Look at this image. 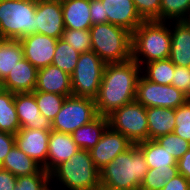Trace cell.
Here are the masks:
<instances>
[{"instance_id": "cell-1", "label": "cell", "mask_w": 190, "mask_h": 190, "mask_svg": "<svg viewBox=\"0 0 190 190\" xmlns=\"http://www.w3.org/2000/svg\"><path fill=\"white\" fill-rule=\"evenodd\" d=\"M140 66L133 60L106 64L98 95L94 99L98 115L108 116L114 110L135 100Z\"/></svg>"}, {"instance_id": "cell-2", "label": "cell", "mask_w": 190, "mask_h": 190, "mask_svg": "<svg viewBox=\"0 0 190 190\" xmlns=\"http://www.w3.org/2000/svg\"><path fill=\"white\" fill-rule=\"evenodd\" d=\"M148 169L142 150L133 144L100 170V184L118 190H139Z\"/></svg>"}, {"instance_id": "cell-3", "label": "cell", "mask_w": 190, "mask_h": 190, "mask_svg": "<svg viewBox=\"0 0 190 190\" xmlns=\"http://www.w3.org/2000/svg\"><path fill=\"white\" fill-rule=\"evenodd\" d=\"M163 23L144 21L132 33V59L139 66L143 67L142 64L143 62L145 64V61L148 63L169 58L171 30ZM142 55L143 58H140Z\"/></svg>"}, {"instance_id": "cell-4", "label": "cell", "mask_w": 190, "mask_h": 190, "mask_svg": "<svg viewBox=\"0 0 190 190\" xmlns=\"http://www.w3.org/2000/svg\"><path fill=\"white\" fill-rule=\"evenodd\" d=\"M91 49L105 64L123 63L132 59V33L110 24H94L89 30Z\"/></svg>"}, {"instance_id": "cell-5", "label": "cell", "mask_w": 190, "mask_h": 190, "mask_svg": "<svg viewBox=\"0 0 190 190\" xmlns=\"http://www.w3.org/2000/svg\"><path fill=\"white\" fill-rule=\"evenodd\" d=\"M69 190H95L100 185V171L91 158L90 151L79 149L69 160L59 164L51 173Z\"/></svg>"}, {"instance_id": "cell-6", "label": "cell", "mask_w": 190, "mask_h": 190, "mask_svg": "<svg viewBox=\"0 0 190 190\" xmlns=\"http://www.w3.org/2000/svg\"><path fill=\"white\" fill-rule=\"evenodd\" d=\"M36 0H0V38L18 39L36 33Z\"/></svg>"}, {"instance_id": "cell-7", "label": "cell", "mask_w": 190, "mask_h": 190, "mask_svg": "<svg viewBox=\"0 0 190 190\" xmlns=\"http://www.w3.org/2000/svg\"><path fill=\"white\" fill-rule=\"evenodd\" d=\"M106 64L93 51L81 53L71 74L72 94L95 99L98 95Z\"/></svg>"}, {"instance_id": "cell-8", "label": "cell", "mask_w": 190, "mask_h": 190, "mask_svg": "<svg viewBox=\"0 0 190 190\" xmlns=\"http://www.w3.org/2000/svg\"><path fill=\"white\" fill-rule=\"evenodd\" d=\"M109 126L133 144L148 140L146 107L136 100L123 105L107 116Z\"/></svg>"}, {"instance_id": "cell-9", "label": "cell", "mask_w": 190, "mask_h": 190, "mask_svg": "<svg viewBox=\"0 0 190 190\" xmlns=\"http://www.w3.org/2000/svg\"><path fill=\"white\" fill-rule=\"evenodd\" d=\"M98 116L94 99L66 97L62 108L51 123V129L72 134L77 128L90 123Z\"/></svg>"}, {"instance_id": "cell-10", "label": "cell", "mask_w": 190, "mask_h": 190, "mask_svg": "<svg viewBox=\"0 0 190 190\" xmlns=\"http://www.w3.org/2000/svg\"><path fill=\"white\" fill-rule=\"evenodd\" d=\"M135 100L148 107H163L176 109L187 100L185 93L175 86L161 85L140 76L137 82Z\"/></svg>"}, {"instance_id": "cell-11", "label": "cell", "mask_w": 190, "mask_h": 190, "mask_svg": "<svg viewBox=\"0 0 190 190\" xmlns=\"http://www.w3.org/2000/svg\"><path fill=\"white\" fill-rule=\"evenodd\" d=\"M36 33L60 39L65 30L61 0H38L35 12Z\"/></svg>"}, {"instance_id": "cell-12", "label": "cell", "mask_w": 190, "mask_h": 190, "mask_svg": "<svg viewBox=\"0 0 190 190\" xmlns=\"http://www.w3.org/2000/svg\"><path fill=\"white\" fill-rule=\"evenodd\" d=\"M132 145L133 143L126 136L108 126L99 142L89 151L96 168L100 171Z\"/></svg>"}, {"instance_id": "cell-13", "label": "cell", "mask_w": 190, "mask_h": 190, "mask_svg": "<svg viewBox=\"0 0 190 190\" xmlns=\"http://www.w3.org/2000/svg\"><path fill=\"white\" fill-rule=\"evenodd\" d=\"M50 132L51 130L20 128L15 134V145L43 168L47 162Z\"/></svg>"}, {"instance_id": "cell-14", "label": "cell", "mask_w": 190, "mask_h": 190, "mask_svg": "<svg viewBox=\"0 0 190 190\" xmlns=\"http://www.w3.org/2000/svg\"><path fill=\"white\" fill-rule=\"evenodd\" d=\"M55 38L35 33L20 39L23 55L36 69L52 64L55 48Z\"/></svg>"}, {"instance_id": "cell-15", "label": "cell", "mask_w": 190, "mask_h": 190, "mask_svg": "<svg viewBox=\"0 0 190 190\" xmlns=\"http://www.w3.org/2000/svg\"><path fill=\"white\" fill-rule=\"evenodd\" d=\"M107 22L133 33L144 22L133 0H101Z\"/></svg>"}, {"instance_id": "cell-16", "label": "cell", "mask_w": 190, "mask_h": 190, "mask_svg": "<svg viewBox=\"0 0 190 190\" xmlns=\"http://www.w3.org/2000/svg\"><path fill=\"white\" fill-rule=\"evenodd\" d=\"M14 104L20 128L51 130V121L40 113L33 92L15 93Z\"/></svg>"}, {"instance_id": "cell-17", "label": "cell", "mask_w": 190, "mask_h": 190, "mask_svg": "<svg viewBox=\"0 0 190 190\" xmlns=\"http://www.w3.org/2000/svg\"><path fill=\"white\" fill-rule=\"evenodd\" d=\"M79 149L71 134L57 132L51 129L47 162L43 169L51 173L59 164L69 160Z\"/></svg>"}, {"instance_id": "cell-18", "label": "cell", "mask_w": 190, "mask_h": 190, "mask_svg": "<svg viewBox=\"0 0 190 190\" xmlns=\"http://www.w3.org/2000/svg\"><path fill=\"white\" fill-rule=\"evenodd\" d=\"M37 71L26 58H22L2 81V87L13 93L33 92L37 84Z\"/></svg>"}, {"instance_id": "cell-19", "label": "cell", "mask_w": 190, "mask_h": 190, "mask_svg": "<svg viewBox=\"0 0 190 190\" xmlns=\"http://www.w3.org/2000/svg\"><path fill=\"white\" fill-rule=\"evenodd\" d=\"M34 91L71 96L73 95L71 76L52 64L38 69L37 84Z\"/></svg>"}, {"instance_id": "cell-20", "label": "cell", "mask_w": 190, "mask_h": 190, "mask_svg": "<svg viewBox=\"0 0 190 190\" xmlns=\"http://www.w3.org/2000/svg\"><path fill=\"white\" fill-rule=\"evenodd\" d=\"M172 31L169 59L177 66L190 68V20L176 21Z\"/></svg>"}, {"instance_id": "cell-21", "label": "cell", "mask_w": 190, "mask_h": 190, "mask_svg": "<svg viewBox=\"0 0 190 190\" xmlns=\"http://www.w3.org/2000/svg\"><path fill=\"white\" fill-rule=\"evenodd\" d=\"M65 28L90 30V0H61Z\"/></svg>"}, {"instance_id": "cell-22", "label": "cell", "mask_w": 190, "mask_h": 190, "mask_svg": "<svg viewBox=\"0 0 190 190\" xmlns=\"http://www.w3.org/2000/svg\"><path fill=\"white\" fill-rule=\"evenodd\" d=\"M148 121V139L155 140L159 136L175 130V109L163 107L146 108Z\"/></svg>"}, {"instance_id": "cell-23", "label": "cell", "mask_w": 190, "mask_h": 190, "mask_svg": "<svg viewBox=\"0 0 190 190\" xmlns=\"http://www.w3.org/2000/svg\"><path fill=\"white\" fill-rule=\"evenodd\" d=\"M108 126V117L98 115L90 123L74 130L71 135L80 149L89 151L99 142Z\"/></svg>"}, {"instance_id": "cell-24", "label": "cell", "mask_w": 190, "mask_h": 190, "mask_svg": "<svg viewBox=\"0 0 190 190\" xmlns=\"http://www.w3.org/2000/svg\"><path fill=\"white\" fill-rule=\"evenodd\" d=\"M16 177L38 174L43 168L14 145L0 166Z\"/></svg>"}, {"instance_id": "cell-25", "label": "cell", "mask_w": 190, "mask_h": 190, "mask_svg": "<svg viewBox=\"0 0 190 190\" xmlns=\"http://www.w3.org/2000/svg\"><path fill=\"white\" fill-rule=\"evenodd\" d=\"M24 58L23 47L18 39L0 38V81L2 82L16 64Z\"/></svg>"}, {"instance_id": "cell-26", "label": "cell", "mask_w": 190, "mask_h": 190, "mask_svg": "<svg viewBox=\"0 0 190 190\" xmlns=\"http://www.w3.org/2000/svg\"><path fill=\"white\" fill-rule=\"evenodd\" d=\"M15 93L6 89L0 91V131L16 134L20 123L14 104Z\"/></svg>"}, {"instance_id": "cell-27", "label": "cell", "mask_w": 190, "mask_h": 190, "mask_svg": "<svg viewBox=\"0 0 190 190\" xmlns=\"http://www.w3.org/2000/svg\"><path fill=\"white\" fill-rule=\"evenodd\" d=\"M142 150L148 168H162L177 165V160L165 150L156 140H146L137 143Z\"/></svg>"}, {"instance_id": "cell-28", "label": "cell", "mask_w": 190, "mask_h": 190, "mask_svg": "<svg viewBox=\"0 0 190 190\" xmlns=\"http://www.w3.org/2000/svg\"><path fill=\"white\" fill-rule=\"evenodd\" d=\"M178 174L177 165L149 168L139 190H161L167 182Z\"/></svg>"}, {"instance_id": "cell-29", "label": "cell", "mask_w": 190, "mask_h": 190, "mask_svg": "<svg viewBox=\"0 0 190 190\" xmlns=\"http://www.w3.org/2000/svg\"><path fill=\"white\" fill-rule=\"evenodd\" d=\"M79 56L80 53L78 51L60 38L57 40L52 65L59 67L71 76L76 68Z\"/></svg>"}, {"instance_id": "cell-30", "label": "cell", "mask_w": 190, "mask_h": 190, "mask_svg": "<svg viewBox=\"0 0 190 190\" xmlns=\"http://www.w3.org/2000/svg\"><path fill=\"white\" fill-rule=\"evenodd\" d=\"M145 64L147 65V70L145 69L147 73L143 76L147 80L161 85L172 84L175 64L169 58L165 60H155Z\"/></svg>"}, {"instance_id": "cell-31", "label": "cell", "mask_w": 190, "mask_h": 190, "mask_svg": "<svg viewBox=\"0 0 190 190\" xmlns=\"http://www.w3.org/2000/svg\"><path fill=\"white\" fill-rule=\"evenodd\" d=\"M167 19L190 20V0H161L158 22H166Z\"/></svg>"}, {"instance_id": "cell-32", "label": "cell", "mask_w": 190, "mask_h": 190, "mask_svg": "<svg viewBox=\"0 0 190 190\" xmlns=\"http://www.w3.org/2000/svg\"><path fill=\"white\" fill-rule=\"evenodd\" d=\"M33 93L40 113L52 123L62 108L66 96L42 91H33Z\"/></svg>"}, {"instance_id": "cell-33", "label": "cell", "mask_w": 190, "mask_h": 190, "mask_svg": "<svg viewBox=\"0 0 190 190\" xmlns=\"http://www.w3.org/2000/svg\"><path fill=\"white\" fill-rule=\"evenodd\" d=\"M50 180V173L42 169L38 174L17 177L14 190H51Z\"/></svg>"}, {"instance_id": "cell-34", "label": "cell", "mask_w": 190, "mask_h": 190, "mask_svg": "<svg viewBox=\"0 0 190 190\" xmlns=\"http://www.w3.org/2000/svg\"><path fill=\"white\" fill-rule=\"evenodd\" d=\"M61 39L72 46L80 54L92 51L91 36L89 30L65 28Z\"/></svg>"}, {"instance_id": "cell-35", "label": "cell", "mask_w": 190, "mask_h": 190, "mask_svg": "<svg viewBox=\"0 0 190 190\" xmlns=\"http://www.w3.org/2000/svg\"><path fill=\"white\" fill-rule=\"evenodd\" d=\"M178 161L190 148V142L179 137L174 132L159 136L155 139Z\"/></svg>"}, {"instance_id": "cell-36", "label": "cell", "mask_w": 190, "mask_h": 190, "mask_svg": "<svg viewBox=\"0 0 190 190\" xmlns=\"http://www.w3.org/2000/svg\"><path fill=\"white\" fill-rule=\"evenodd\" d=\"M174 133L190 142V101L175 109Z\"/></svg>"}, {"instance_id": "cell-37", "label": "cell", "mask_w": 190, "mask_h": 190, "mask_svg": "<svg viewBox=\"0 0 190 190\" xmlns=\"http://www.w3.org/2000/svg\"><path fill=\"white\" fill-rule=\"evenodd\" d=\"M133 3L144 21H158L161 0H133Z\"/></svg>"}, {"instance_id": "cell-38", "label": "cell", "mask_w": 190, "mask_h": 190, "mask_svg": "<svg viewBox=\"0 0 190 190\" xmlns=\"http://www.w3.org/2000/svg\"><path fill=\"white\" fill-rule=\"evenodd\" d=\"M190 82V68L175 65L172 85L185 92Z\"/></svg>"}, {"instance_id": "cell-39", "label": "cell", "mask_w": 190, "mask_h": 190, "mask_svg": "<svg viewBox=\"0 0 190 190\" xmlns=\"http://www.w3.org/2000/svg\"><path fill=\"white\" fill-rule=\"evenodd\" d=\"M90 17L93 25L107 23V16H104L103 3L101 0H90Z\"/></svg>"}, {"instance_id": "cell-40", "label": "cell", "mask_w": 190, "mask_h": 190, "mask_svg": "<svg viewBox=\"0 0 190 190\" xmlns=\"http://www.w3.org/2000/svg\"><path fill=\"white\" fill-rule=\"evenodd\" d=\"M15 145V135L0 131V166L10 149Z\"/></svg>"}, {"instance_id": "cell-41", "label": "cell", "mask_w": 190, "mask_h": 190, "mask_svg": "<svg viewBox=\"0 0 190 190\" xmlns=\"http://www.w3.org/2000/svg\"><path fill=\"white\" fill-rule=\"evenodd\" d=\"M189 187L190 181L178 174L167 182L161 190H189Z\"/></svg>"}, {"instance_id": "cell-42", "label": "cell", "mask_w": 190, "mask_h": 190, "mask_svg": "<svg viewBox=\"0 0 190 190\" xmlns=\"http://www.w3.org/2000/svg\"><path fill=\"white\" fill-rule=\"evenodd\" d=\"M17 177L0 167V190H14Z\"/></svg>"}, {"instance_id": "cell-43", "label": "cell", "mask_w": 190, "mask_h": 190, "mask_svg": "<svg viewBox=\"0 0 190 190\" xmlns=\"http://www.w3.org/2000/svg\"><path fill=\"white\" fill-rule=\"evenodd\" d=\"M177 168L179 174L183 175L185 179L190 181V148L189 150L177 161Z\"/></svg>"}, {"instance_id": "cell-44", "label": "cell", "mask_w": 190, "mask_h": 190, "mask_svg": "<svg viewBox=\"0 0 190 190\" xmlns=\"http://www.w3.org/2000/svg\"><path fill=\"white\" fill-rule=\"evenodd\" d=\"M184 93H185L186 100L190 101V82H189V85L187 87V90Z\"/></svg>"}, {"instance_id": "cell-45", "label": "cell", "mask_w": 190, "mask_h": 190, "mask_svg": "<svg viewBox=\"0 0 190 190\" xmlns=\"http://www.w3.org/2000/svg\"><path fill=\"white\" fill-rule=\"evenodd\" d=\"M95 190H118V189H113V188H109V187H105L104 185H99V187H97Z\"/></svg>"}, {"instance_id": "cell-46", "label": "cell", "mask_w": 190, "mask_h": 190, "mask_svg": "<svg viewBox=\"0 0 190 190\" xmlns=\"http://www.w3.org/2000/svg\"><path fill=\"white\" fill-rule=\"evenodd\" d=\"M3 89L2 82L0 81V91Z\"/></svg>"}]
</instances>
